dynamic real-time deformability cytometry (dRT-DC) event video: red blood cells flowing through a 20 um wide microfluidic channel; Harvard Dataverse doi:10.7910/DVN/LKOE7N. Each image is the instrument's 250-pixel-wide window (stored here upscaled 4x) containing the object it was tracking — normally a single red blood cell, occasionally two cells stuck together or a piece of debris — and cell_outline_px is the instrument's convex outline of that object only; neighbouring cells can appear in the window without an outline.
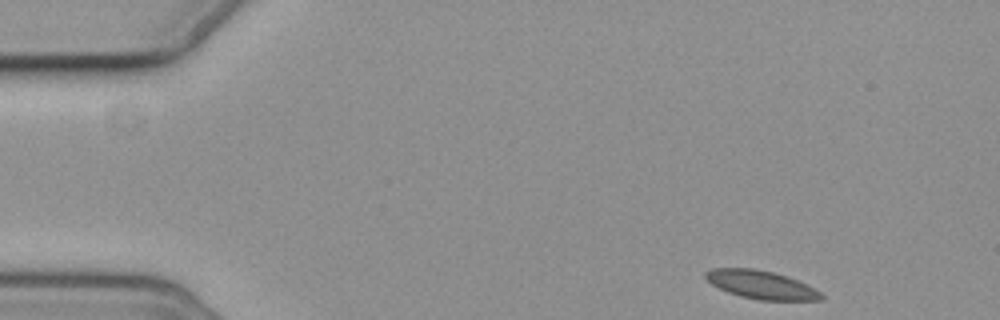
{"species": "common noctule bat (a hibernating species)", "species_latin": "Nyctalus noctula", "temperature_condition": "cold", "stored_images_in_passage": 5, "camera_frame_rate_fps": 3000, "um_per_image_px": 0.085, "animal": {"sex": "female", "body_mass_g": 19.3, "forearm_length_mm": 54.1}, "frame": {"image": 1, "passage_image": 1, "time_ms": 0.0, "image_size_px": [1000, 320], "cell_outline_px": [[824, 300], [760, 300], [740, 296], [728, 292], [712, 284], [704, 276], [704, 272], [712, 268], [756, 268], [788, 276], [816, 288], [824, 296]], "centroid_in_image_um": [64.72, 24.2], "position_along_channel_um": 20.3, "area_um2": 19.13}}
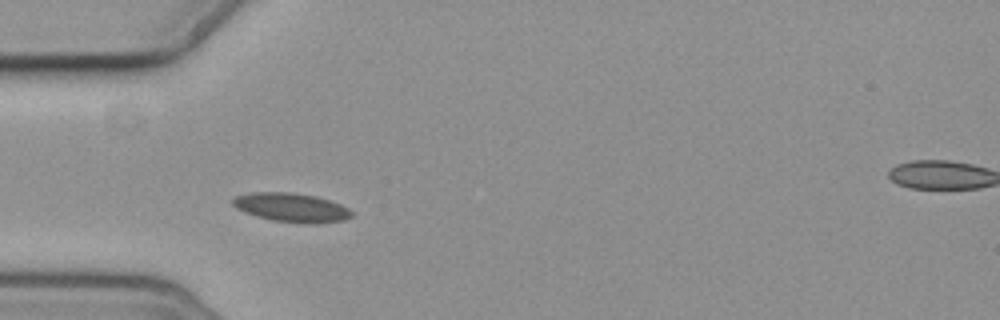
{"frame": {"image": 2, "passage_image": 4, "time_ms": 3.667, "image_size_px": [1000, 320], "cell_outline_px": [[352, 216], [344, 220], [316, 224], [304, 224], [272, 220], [256, 216], [244, 212], [236, 208], [232, 204], [232, 196], [252, 192], [292, 192], [316, 196], [340, 204], [348, 208], [352, 212]], "centroid_in_image_um": [24.74, 17.64], "position_along_channel_um": 60.3, "area_um2": 20.29}}
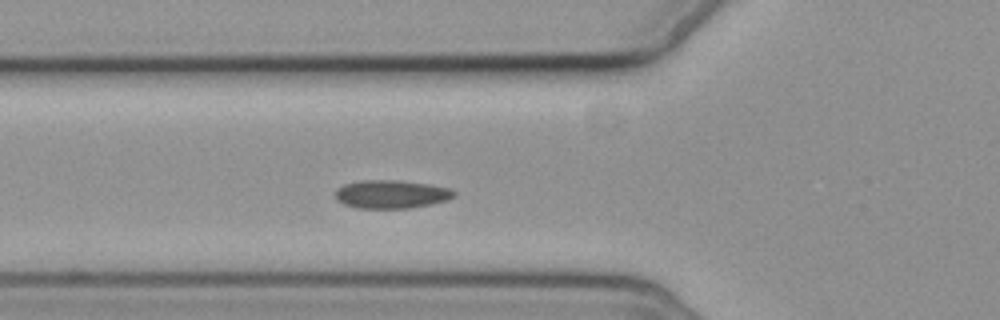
{"frame": {"image": 3, "passage_image": 5, "time_ms": 4.667, "image_size_px": [1000, 320], "cell_outline_px": [[456, 196], [448, 200], [432, 204], [408, 208], [356, 208], [344, 204], [336, 200], [336, 188], [344, 184], [360, 180], [400, 180], [428, 184], [452, 188], [456, 192]], "centroid_in_image_um": [33.28, 16.5], "position_along_channel_um": 92.5, "area_um2": 19.83}}